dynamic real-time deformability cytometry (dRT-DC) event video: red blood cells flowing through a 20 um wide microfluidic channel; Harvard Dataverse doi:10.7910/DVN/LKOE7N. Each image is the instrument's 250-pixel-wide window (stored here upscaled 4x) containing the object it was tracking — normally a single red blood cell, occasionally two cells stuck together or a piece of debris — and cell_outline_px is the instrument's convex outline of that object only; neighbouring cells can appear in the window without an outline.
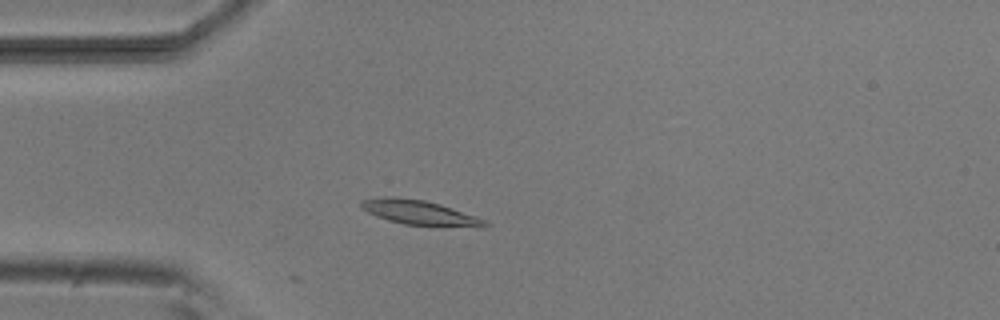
{"species": "common noctule bat (a hibernating species)", "species_latin": "Nyctalus noctula", "temperature_condition": "room temperature", "stored_images_in_passage": 27, "camera_frame_rate_fps": 3000, "um_per_image_px": 0.085, "animal": {"sex": "male", "body_mass_g": 20.5, "forearm_length_mm": 52.5}, "frame": {"image": 1, "passage_image": 11, "time_ms": 3.333, "image_size_px": [1000, 320], "cell_outline_px": [[488, 224], [484, 228], [436, 228], [404, 224], [388, 220], [376, 216], [360, 208], [360, 200], [384, 196], [396, 196], [424, 200], [440, 204], [488, 220]], "centroid_in_image_um": [35.74, 18.11], "position_along_channel_um": 49.3, "area_um2": 18.67}}
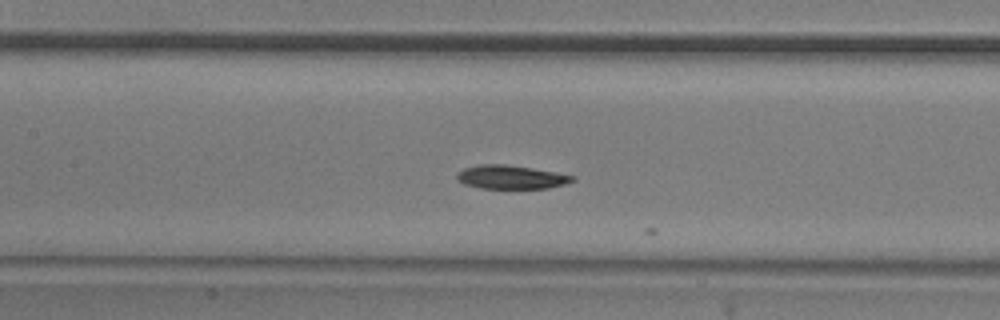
{"frame": {"image": 2, "passage_image": 21, "time_ms": 6.667, "image_size_px": [1000, 320], "cell_outline_px": [[576, 180], [568, 184], [548, 188], [480, 188], [464, 184], [456, 180], [456, 176], [464, 168], [480, 164], [504, 164], [532, 168], [576, 176]], "centroid_in_image_um": [43.47, 15.06], "position_along_channel_um": 163.9, "area_um2": 15.95}}
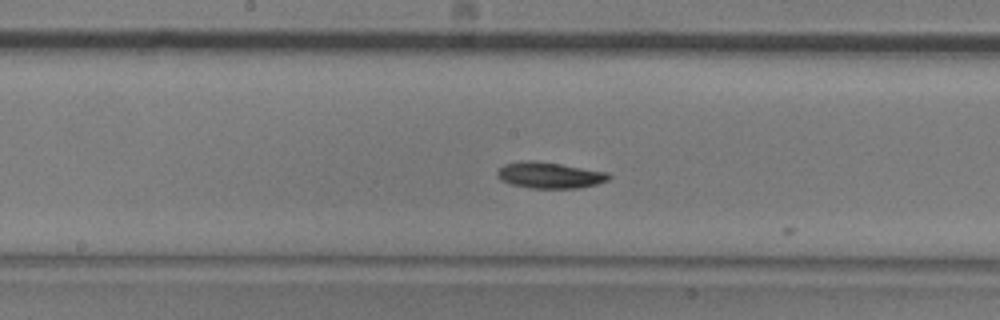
{"frame": {"image": 3, "passage_image": 24, "time_ms": 7.667, "image_size_px": [1000, 320], "cell_outline_px": [[612, 176], [608, 180], [596, 184], [580, 188], [532, 188], [512, 184], [500, 180], [496, 176], [496, 172], [504, 164], [528, 160], [532, 160], [560, 164], [608, 172]], "centroid_in_image_um": [46.72, 14.89], "position_along_channel_um": 201.5, "area_um2": 16.94}}